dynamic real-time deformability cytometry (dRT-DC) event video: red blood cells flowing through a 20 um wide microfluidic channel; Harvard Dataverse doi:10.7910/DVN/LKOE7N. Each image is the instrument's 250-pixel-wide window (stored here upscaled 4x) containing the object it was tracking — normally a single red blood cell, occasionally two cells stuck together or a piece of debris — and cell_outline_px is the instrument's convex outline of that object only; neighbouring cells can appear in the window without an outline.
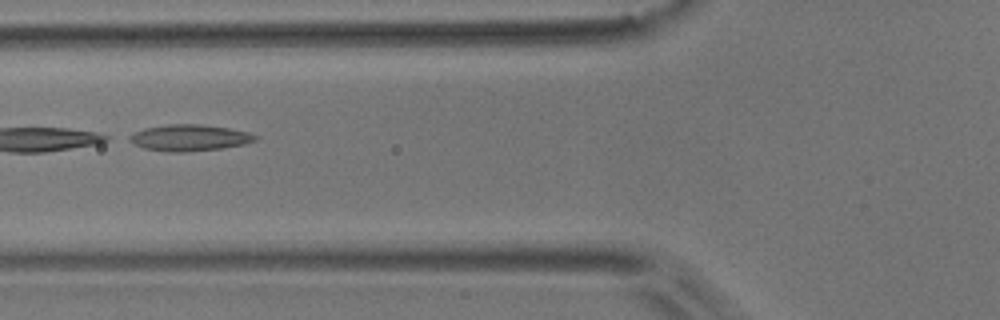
{"species": "common noctule bat (a hibernating species)", "species_latin": "Nyctalus noctula", "temperature_condition": "room temperature", "stored_images_in_passage": 6, "camera_frame_rate_fps": 3000, "um_per_image_px": 0.085, "animal": {"sex": "male", "body_mass_g": 17.9}, "frame": {"image": 1, "passage_image": 6, "time_ms": 1.667, "image_size_px": [1000, 320], "cell_outline_px": [[256, 140], [244, 144], [220, 148], [184, 152], [168, 152], [144, 148], [128, 140], [128, 136], [144, 128], [168, 124], [196, 124], [228, 128], [248, 132], [256, 136]], "centroid_in_image_um": [16.07, 11.71], "position_along_channel_um": 109.7, "area_um2": 19.02}}